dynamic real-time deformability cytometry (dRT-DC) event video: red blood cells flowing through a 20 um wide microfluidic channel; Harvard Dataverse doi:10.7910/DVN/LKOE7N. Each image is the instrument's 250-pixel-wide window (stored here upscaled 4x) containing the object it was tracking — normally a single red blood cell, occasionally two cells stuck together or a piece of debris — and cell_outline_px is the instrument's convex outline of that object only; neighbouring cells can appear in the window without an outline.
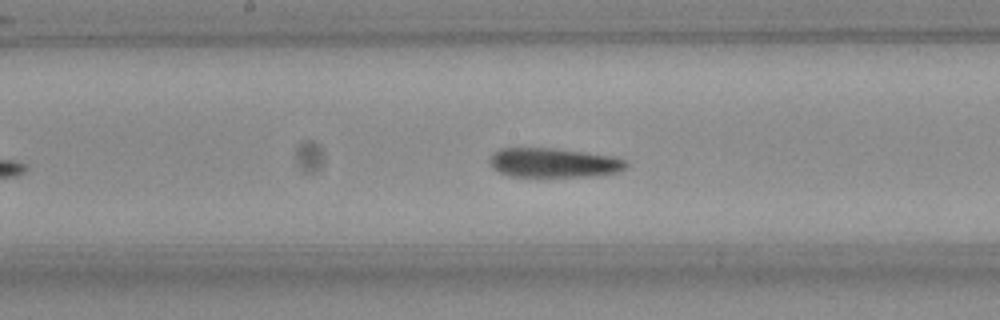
{"species": "Egyptian fruit bat (a non-hibernating species)", "species_latin": "Rousettus aegyptiacus", "temperature_condition": "room temperature", "stored_images_in_passage": 42, "camera_frame_rate_fps": 3000, "um_per_image_px": 0.085, "frame": {"image": 1, "passage_image": 19, "time_ms": 6.0, "image_size_px": [1000, 320], "cell_outline_px": [[628, 164], [624, 168], [616, 172], [600, 176], [512, 176], [500, 172], [492, 168], [488, 164], [488, 160], [492, 152], [500, 148], [556, 148], [612, 156], [624, 160]], "centroid_in_image_um": [47.01, 13.82], "position_along_channel_um": 201.2, "area_um2": 23.41}}